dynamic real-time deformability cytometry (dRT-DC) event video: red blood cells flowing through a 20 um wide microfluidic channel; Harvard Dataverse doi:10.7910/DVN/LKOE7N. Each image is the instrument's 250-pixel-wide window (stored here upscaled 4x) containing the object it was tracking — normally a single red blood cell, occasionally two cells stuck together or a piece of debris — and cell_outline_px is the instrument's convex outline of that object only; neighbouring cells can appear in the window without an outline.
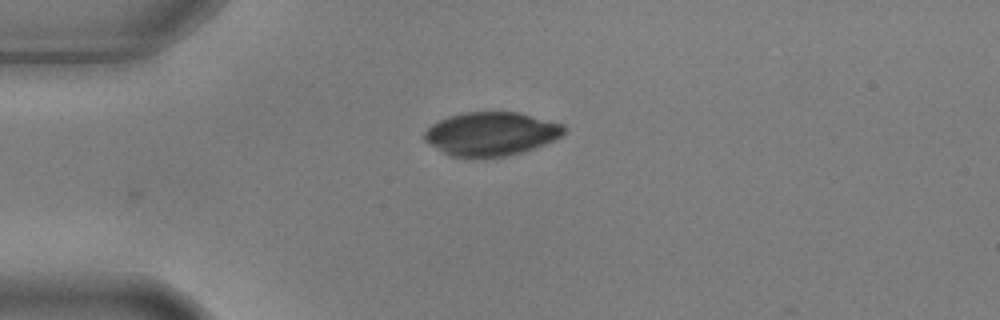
{"species": "common noctule bat (a hibernating species)", "species_latin": "Nyctalus noctula", "temperature_condition": "warm", "stored_images_in_passage": 9, "camera_frame_rate_fps": 3000, "um_per_image_px": 0.085, "animal": {"sex": "male", "body_mass_g": 17.9, "forearm_length_mm": 54.2}, "frame": {"image": 1, "passage_image": 2, "time_ms": 0.333, "image_size_px": [1000, 320], "cell_outline_px": [[568, 128], [560, 136], [544, 144], [524, 152], [504, 156], [448, 156], [424, 140], [424, 132], [432, 124], [448, 116], [464, 112], [520, 112], [564, 124]], "centroid_in_image_um": [41.76, 11.36], "position_along_channel_um": 43.2, "area_um2": 35.32}}
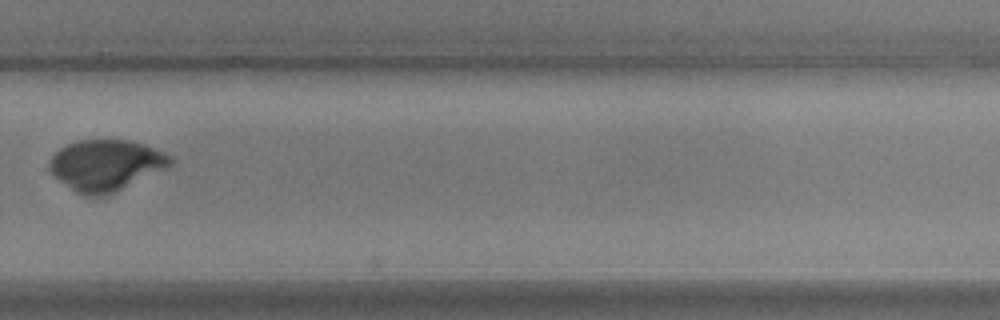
{"frame": {"image": 2, "passage_image": 9, "time_ms": 2.667, "image_size_px": [1000, 320], "cell_outline_px": [[176, 160], [172, 164], [108, 196], [84, 196], [76, 192], [60, 180], [48, 168], [48, 160], [60, 148], [68, 144], [80, 140], [128, 140], [144, 144], [164, 152], [172, 156]], "centroid_in_image_um": [9.0, 14.04], "position_along_channel_um": 320.8, "area_um2": 35.78}}